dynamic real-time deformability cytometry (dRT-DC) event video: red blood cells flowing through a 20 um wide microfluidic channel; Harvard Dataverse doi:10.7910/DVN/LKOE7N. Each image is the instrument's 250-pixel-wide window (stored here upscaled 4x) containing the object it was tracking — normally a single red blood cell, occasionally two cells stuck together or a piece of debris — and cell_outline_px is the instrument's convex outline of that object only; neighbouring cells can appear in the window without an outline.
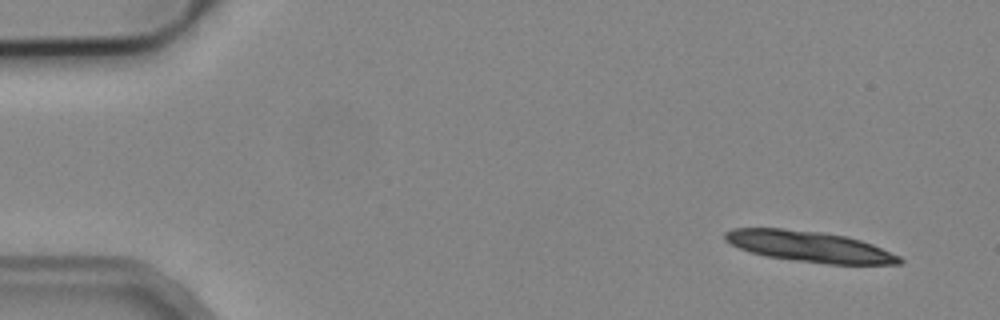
{"species": "common noctule bat (a hibernating species)", "species_latin": "Nyctalus noctula", "temperature_condition": "cold", "stored_images_in_passage": 4, "camera_frame_rate_fps": 3000, "um_per_image_px": 0.085, "animal": {"sex": "male", "body_mass_g": 19.2, "forearm_length_mm": 51.8}, "frame": {"image": 1, "passage_image": 1, "time_ms": 0.0, "image_size_px": [1000, 320], "cell_outline_px": [[904, 260], [900, 264], [828, 264], [796, 260], [768, 256], [752, 252], [740, 248], [724, 240], [724, 232], [732, 228], [784, 228], [820, 232], [844, 236], [860, 240], [872, 244], [900, 256]], "centroid_in_image_um": [68.8, 20.95], "position_along_channel_um": 16.2, "area_um2": 31.04}}
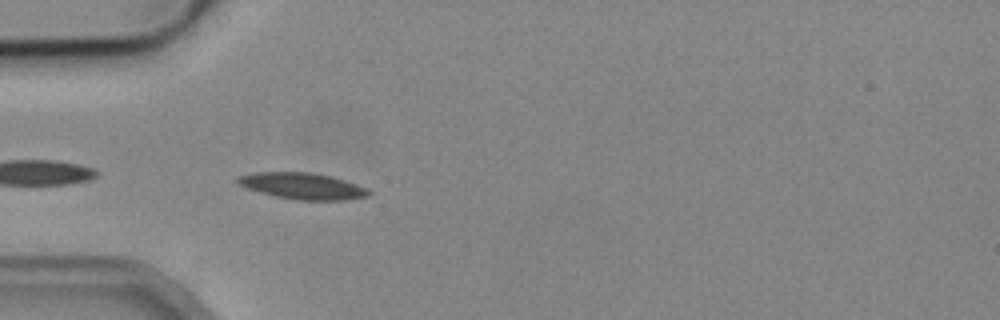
{"frame": {"image": 2, "passage_image": 4, "time_ms": 4.333, "image_size_px": [1000, 320], "cell_outline_px": [[372, 192], [368, 196], [344, 200], [296, 200], [276, 196], [260, 192], [248, 188], [240, 184], [236, 180], [240, 176], [256, 172], [312, 172], [344, 180], [356, 184]], "centroid_in_image_um": [25.72, 15.81], "position_along_channel_um": 59.3, "area_um2": 19.77}}